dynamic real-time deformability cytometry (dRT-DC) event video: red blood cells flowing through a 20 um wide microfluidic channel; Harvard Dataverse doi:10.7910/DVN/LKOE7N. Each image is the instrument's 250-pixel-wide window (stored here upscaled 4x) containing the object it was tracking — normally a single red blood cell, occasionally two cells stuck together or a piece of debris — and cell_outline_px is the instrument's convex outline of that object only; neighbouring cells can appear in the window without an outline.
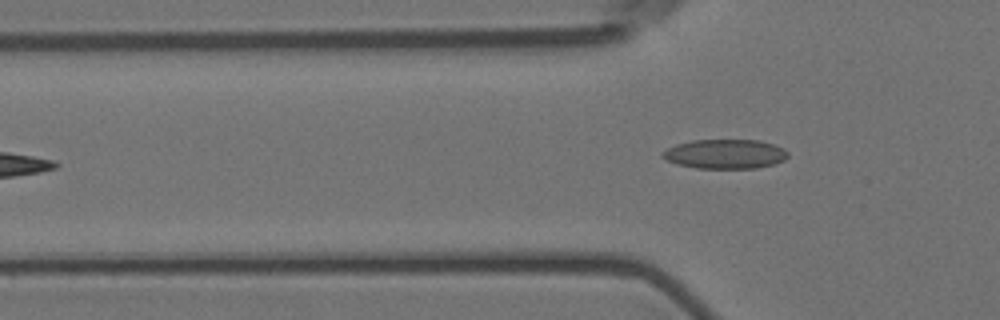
{"species": "Egyptian fruit bat (a non-hibernating species)", "species_latin": "Rousettus aegyptiacus", "temperature_condition": "room temperature", "stored_images_in_passage": 7, "camera_frame_rate_fps": 3000, "um_per_image_px": 0.085, "animal": {"sex": "female"}, "frame": {"image": 1, "passage_image": 7, "time_ms": 2.0, "image_size_px": [1000, 320], "cell_outline_px": [[788, 156], [784, 160], [772, 164], [756, 168], [696, 168], [676, 164], [660, 156], [660, 152], [676, 144], [692, 140], [760, 140], [784, 148], [788, 152]], "centroid_in_image_um": [61.61, 13.08], "position_along_channel_um": 64.2, "area_um2": 21.5}}